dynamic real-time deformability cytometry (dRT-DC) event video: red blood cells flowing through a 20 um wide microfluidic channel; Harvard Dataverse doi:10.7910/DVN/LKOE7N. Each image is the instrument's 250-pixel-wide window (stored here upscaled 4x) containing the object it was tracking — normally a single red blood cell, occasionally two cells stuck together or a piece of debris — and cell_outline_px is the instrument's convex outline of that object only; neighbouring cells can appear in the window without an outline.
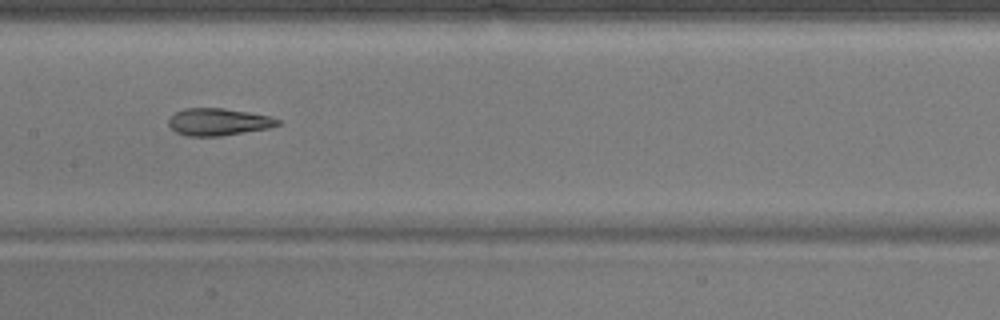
{"species": "common noctule bat (a hibernating species)", "species_latin": "Nyctalus noctula", "temperature_condition": "warm", "stored_images_in_passage": 18, "camera_frame_rate_fps": 3000, "um_per_image_px": 0.085, "animal": {"sex": "male", "body_mass_g": 17.9}, "frame": {"image": 1, "passage_image": 13, "time_ms": 4.0, "image_size_px": [1000, 320], "cell_outline_px": [[280, 124], [268, 128], [220, 136], [188, 136], [176, 132], [168, 124], [168, 120], [176, 112], [184, 108], [224, 108], [248, 112], [268, 116], [280, 120]], "centroid_in_image_um": [18.54, 10.36], "position_along_channel_um": 188.9, "area_um2": 17.11}}
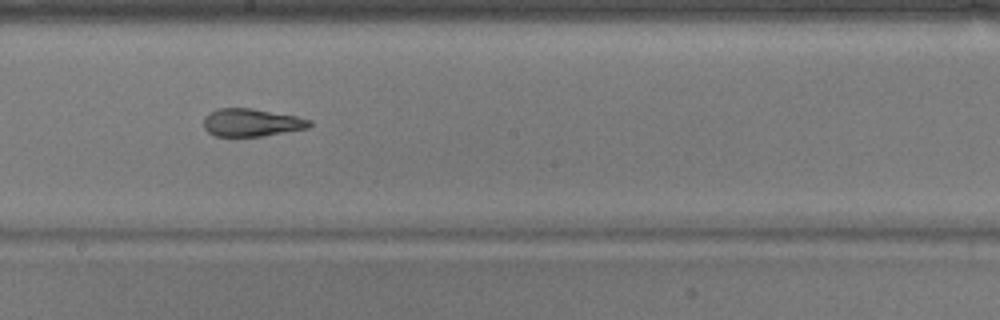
{"frame": {"image": 2, "passage_image": 16, "time_ms": 5.0, "image_size_px": [1000, 320], "cell_outline_px": [[312, 124], [308, 128], [260, 136], [216, 136], [208, 132], [204, 128], [204, 116], [208, 112], [216, 108], [252, 108], [296, 116], [312, 120]], "centroid_in_image_um": [21.35, 10.4], "position_along_channel_um": 226.8, "area_um2": 17.17}}